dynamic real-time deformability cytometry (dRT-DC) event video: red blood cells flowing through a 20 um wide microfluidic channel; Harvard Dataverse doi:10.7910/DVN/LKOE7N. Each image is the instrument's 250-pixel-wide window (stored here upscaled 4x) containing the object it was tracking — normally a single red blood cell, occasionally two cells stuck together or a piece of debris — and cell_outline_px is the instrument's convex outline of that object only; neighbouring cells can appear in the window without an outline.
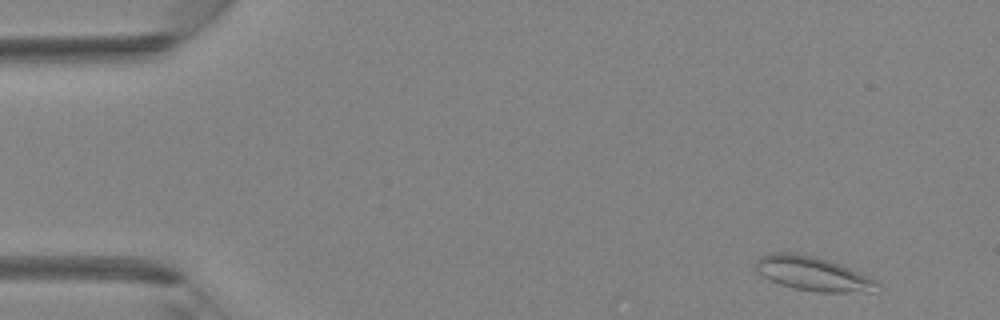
{"species": "Egyptian fruit bat (a non-hibernating species)", "species_latin": "Rousettus aegyptiacus", "temperature_condition": "room temperature", "stored_images_in_passage": 4, "camera_frame_rate_fps": 3000, "um_per_image_px": 0.085, "animal": {"sex": "female"}, "frame": {"image": 1, "passage_image": 1, "time_ms": 0.0, "image_size_px": [1000, 320], "cell_outline_px": [[880, 284], [872, 292], [820, 292], [796, 288], [780, 284], [764, 276], [756, 268], [756, 260], [760, 256], [768, 252], [792, 252], [816, 256], [840, 264], [872, 276]], "centroid_in_image_um": [69.14, 23.24], "position_along_channel_um": 15.9, "area_um2": 24.22}}